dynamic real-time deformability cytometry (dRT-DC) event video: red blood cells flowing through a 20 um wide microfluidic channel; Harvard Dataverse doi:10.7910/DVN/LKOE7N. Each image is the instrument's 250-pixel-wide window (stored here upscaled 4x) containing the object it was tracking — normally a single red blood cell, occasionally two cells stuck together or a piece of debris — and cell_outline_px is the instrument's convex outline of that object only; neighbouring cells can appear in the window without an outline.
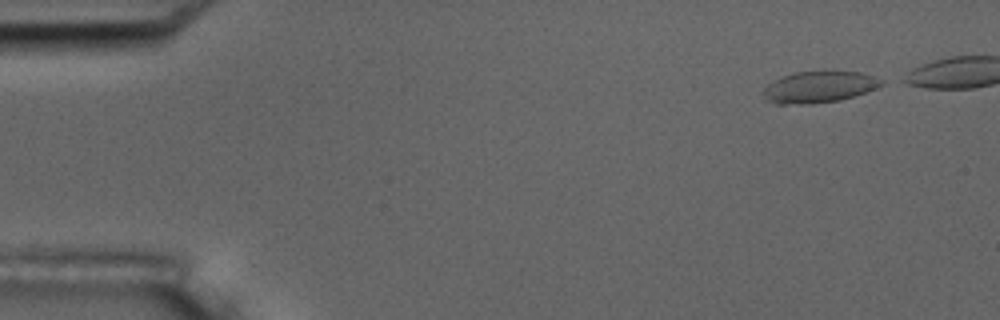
{"species": "common noctule bat (a hibernating species)", "species_latin": "Nyctalus noctula", "temperature_condition": "room temperature", "stored_images_in_passage": 5, "camera_frame_rate_fps": 3000, "um_per_image_px": 0.085, "animal": {"sex": "male", "body_mass_g": 17.5, "forearm_length_mm": 52.3}, "frame": {"image": 1, "passage_image": 1, "time_ms": 0.0, "image_size_px": [1000, 320], "cell_outline_px": [[884, 84], [876, 88], [840, 100], [812, 104], [776, 104], [764, 100], [764, 88], [772, 80], [796, 72], [860, 72], [884, 80]], "centroid_in_image_um": [69.58, 7.41], "position_along_channel_um": 15.4, "area_um2": 21.44}}